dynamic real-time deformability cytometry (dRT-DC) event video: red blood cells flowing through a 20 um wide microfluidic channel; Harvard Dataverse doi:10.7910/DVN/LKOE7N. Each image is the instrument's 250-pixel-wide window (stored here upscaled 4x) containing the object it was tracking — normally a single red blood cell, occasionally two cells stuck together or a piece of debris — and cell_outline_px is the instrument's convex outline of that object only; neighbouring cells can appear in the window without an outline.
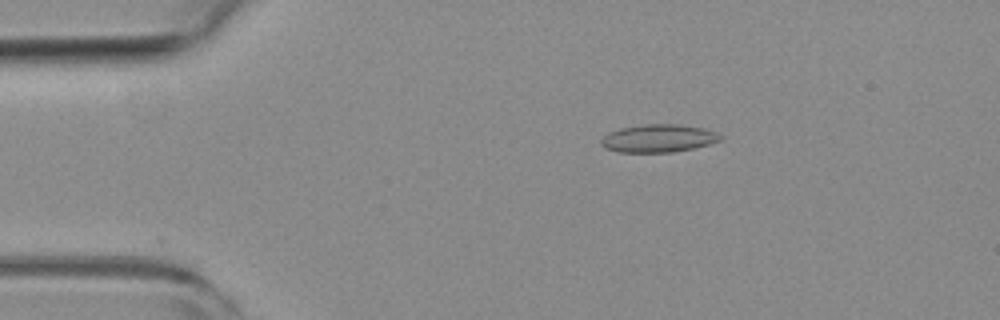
{"species": "common noctule bat (a hibernating species)", "species_latin": "Nyctalus noctula", "temperature_condition": "room temperature", "stored_images_in_passage": 45, "camera_frame_rate_fps": 3000, "um_per_image_px": 0.085, "animal": {"sex": "female", "body_mass_g": 19.3, "forearm_length_mm": 54.1}, "frame": {"image": 1, "passage_image": 1, "time_ms": 0.0, "image_size_px": [1000, 320], "cell_outline_px": [[724, 136], [720, 140], [708, 144], [692, 148], [672, 152], [616, 152], [604, 148], [600, 144], [600, 140], [608, 132], [620, 128], [644, 124], [680, 124], [704, 128], [716, 132]], "centroid_in_image_um": [55.93, 11.75], "position_along_channel_um": 29.1, "area_um2": 19.48}}
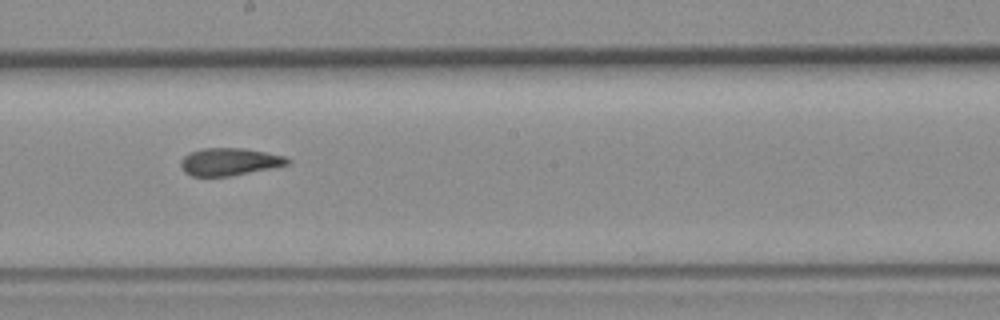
{"frame": {"image": 2, "passage_image": 21, "time_ms": 6.667, "image_size_px": [1000, 320], "cell_outline_px": [[292, 160], [288, 164], [272, 168], [228, 176], [192, 176], [184, 172], [180, 168], [180, 160], [188, 152], [204, 148], [244, 148], [284, 156]], "centroid_in_image_um": [19.46, 13.74], "position_along_channel_um": 228.7, "area_um2": 17.11}}
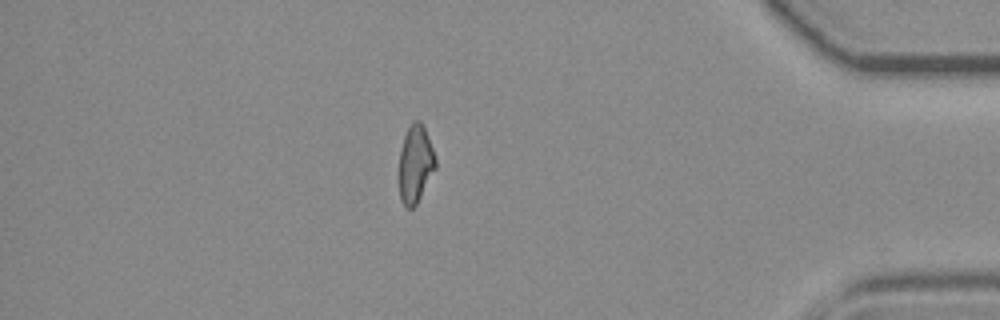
{"frame": {"image": 3, "passage_image": 38, "time_ms": 12.333, "image_size_px": [1000, 320], "cell_outline_px": [[436, 168], [416, 204], [412, 208], [404, 208], [400, 200], [396, 172], [400, 152], [404, 136], [408, 128], [416, 120], [420, 120], [424, 128], [432, 148], [436, 160]], "centroid_in_image_um": [35.25, 14.01], "position_along_channel_um": 400.0, "area_um2": 16.82}, "authors_computed_cell_mechanics": {"area_um2": 17.5134, "velocity_mm_per_s": 3.7794, "shape_relaxation_time_tau1_ms": null, "shape_relaxation_time_tau2_ms": 2.8975, "deformation_change_tau1": null, "deformation_change_tau2": 0.0855}}